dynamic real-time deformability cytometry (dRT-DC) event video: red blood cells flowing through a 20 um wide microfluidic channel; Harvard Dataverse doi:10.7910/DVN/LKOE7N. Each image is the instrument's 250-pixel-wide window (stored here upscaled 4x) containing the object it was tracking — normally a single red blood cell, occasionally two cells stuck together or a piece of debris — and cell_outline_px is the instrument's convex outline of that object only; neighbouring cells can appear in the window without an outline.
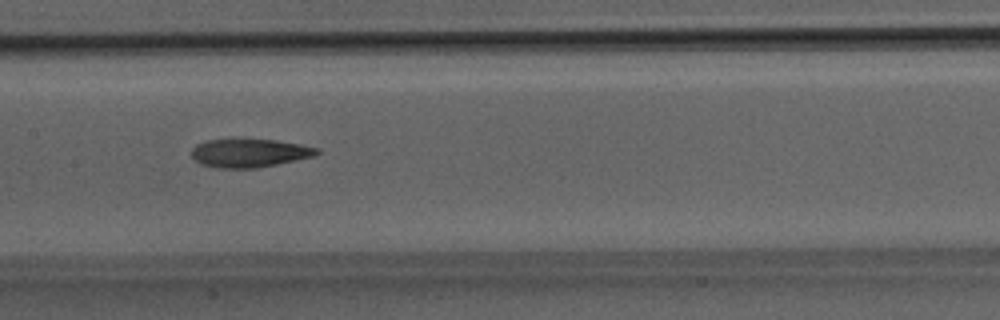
{"species": "Egyptian fruit bat (a non-hibernating species)", "species_latin": "Rousettus aegyptiacus", "temperature_condition": "room temperature", "stored_images_in_passage": 36, "camera_frame_rate_fps": 3000, "um_per_image_px": 0.085, "animal": {"sex": "male"}, "frame": {"image": 1, "passage_image": 18, "time_ms": 5.667, "image_size_px": [1000, 320], "cell_outline_px": [[320, 152], [312, 156], [296, 160], [256, 168], [216, 168], [200, 164], [192, 156], [192, 148], [196, 144], [208, 140], [276, 140], [300, 144], [320, 148]], "centroid_in_image_um": [21.2, 13.01], "position_along_channel_um": 186.2, "area_um2": 20.52}}
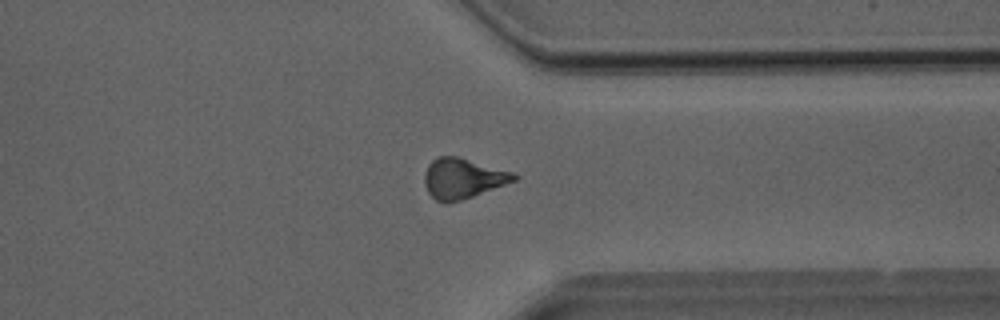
{"frame": {"image": 2, "passage_image": 28, "time_ms": 9.0, "image_size_px": [1000, 320], "cell_outline_px": [[520, 176], [516, 180], [472, 196], [448, 204], [444, 204], [436, 200], [428, 192], [424, 184], [424, 172], [428, 164], [436, 156], [456, 156], [512, 172]], "centroid_in_image_um": [39.28, 15.17], "position_along_channel_um": 372.1, "area_um2": 20.87}}
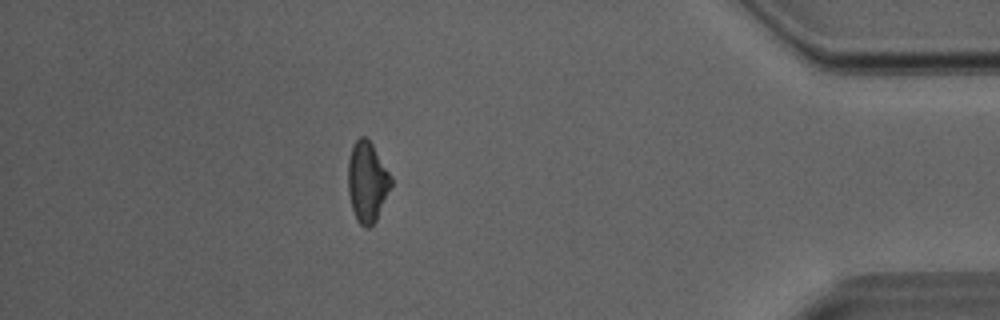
{"frame": {"image": 3, "passage_image": 32, "time_ms": 10.333, "image_size_px": [1000, 320], "cell_outline_px": [[392, 184], [376, 220], [368, 228], [364, 228], [356, 220], [352, 208], [348, 192], [348, 160], [352, 144], [360, 136], [364, 136], [372, 144], [388, 172], [392, 180]], "centroid_in_image_um": [31.18, 15.46], "position_along_channel_um": 404.0, "area_um2": 19.94}}